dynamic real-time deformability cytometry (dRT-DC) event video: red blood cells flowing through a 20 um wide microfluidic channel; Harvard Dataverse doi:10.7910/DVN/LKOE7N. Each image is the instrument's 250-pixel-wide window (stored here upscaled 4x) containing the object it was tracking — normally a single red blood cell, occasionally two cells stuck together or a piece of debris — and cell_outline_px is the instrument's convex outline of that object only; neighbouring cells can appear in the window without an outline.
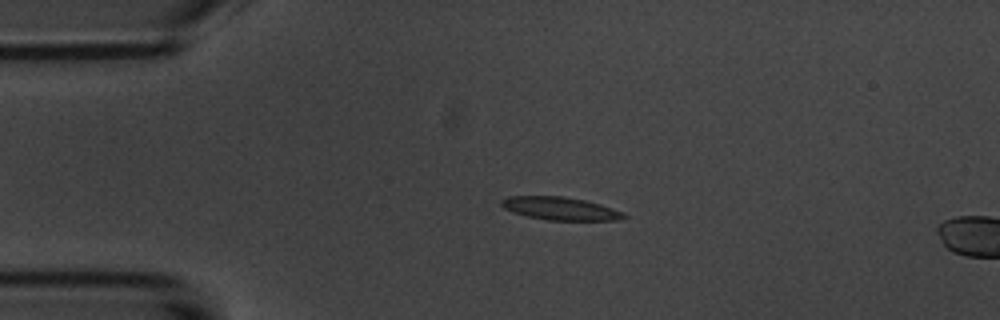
{"species": "common noctule bat (a hibernating species)", "species_latin": "Nyctalus noctula", "temperature_condition": "room temperature", "stored_images_in_passage": 3, "camera_frame_rate_fps": 3000, "um_per_image_px": 0.085, "animal": {"sex": "male", "body_mass_g": 20.1, "forearm_length_mm": 53.5}, "frame": {"image": 1, "passage_image": 2, "time_ms": 2.0, "image_size_px": [1000, 320], "cell_outline_px": [[628, 216], [616, 220], [548, 220], [528, 216], [512, 212], [504, 208], [500, 204], [500, 200], [508, 196], [564, 196], [584, 200], [600, 204], [624, 212]], "centroid_in_image_um": [47.6, 17.72], "position_along_channel_um": 37.4, "area_um2": 16.36}}